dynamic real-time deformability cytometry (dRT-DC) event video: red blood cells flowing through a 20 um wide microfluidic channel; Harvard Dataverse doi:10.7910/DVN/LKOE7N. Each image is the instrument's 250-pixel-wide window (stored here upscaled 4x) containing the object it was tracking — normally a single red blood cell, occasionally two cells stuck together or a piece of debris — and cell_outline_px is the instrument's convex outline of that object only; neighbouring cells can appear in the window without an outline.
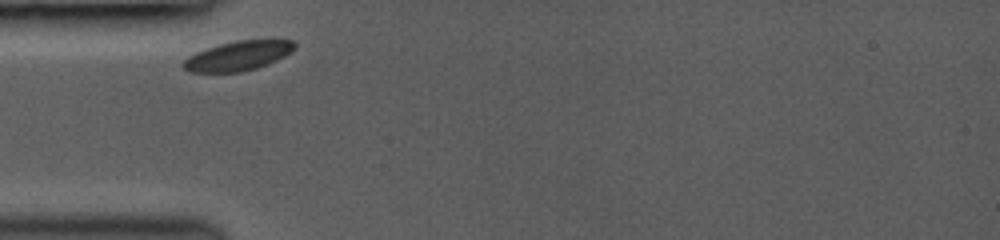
{"species": "common noctule bat (a hibernating species)", "species_latin": "Nyctalus noctula", "temperature_condition": "room temperature", "stored_images_in_passage": 10, "camera_frame_rate_fps": 3000, "um_per_image_px": 0.085, "animal": {"sex": "female", "body_mass_g": 19.0, "forearm_length_mm": 53.3}, "frame": {"image": 1, "passage_image": 1, "time_ms": 0.0, "image_size_px": [1000, 240], "cell_outline_px": [[296, 48], [292, 52], [268, 64], [256, 68], [240, 72], [188, 72], [180, 64], [188, 56], [196, 52], [220, 44], [236, 40], [292, 40], [296, 44]], "centroid_in_image_um": [20.23, 4.75], "position_along_channel_um": 64.8, "area_um2": 19.13}}
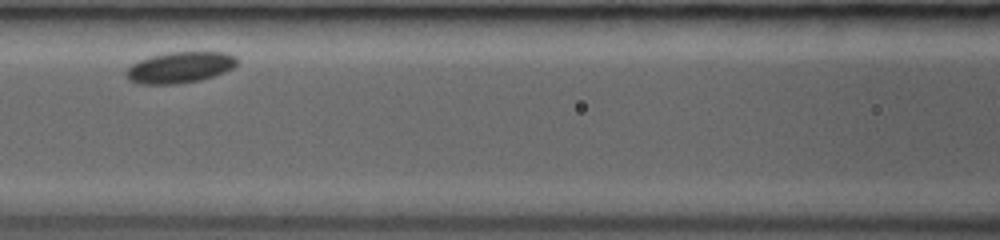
{"frame": {"image": 2, "passage_image": 6, "time_ms": 2.333, "image_size_px": [1000, 240], "cell_outline_px": [[240, 60], [232, 68], [224, 72], [200, 80], [180, 84], [136, 84], [128, 80], [124, 76], [124, 72], [132, 64], [148, 56], [168, 52], [228, 52], [236, 56]], "centroid_in_image_um": [15.26, 5.73], "position_along_channel_um": 151.3, "area_um2": 20.46}}
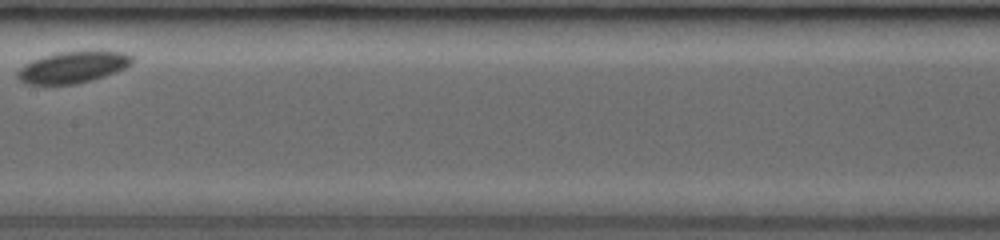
{"frame": {"image": 3, "passage_image": 9, "time_ms": 3.667, "image_size_px": [1000, 240], "cell_outline_px": [[136, 60], [132, 64], [116, 72], [92, 80], [76, 84], [24, 84], [16, 76], [16, 72], [24, 64], [32, 60], [44, 56], [60, 52], [124, 52], [132, 56]], "centroid_in_image_um": [6.18, 5.73], "position_along_channel_um": 201.2, "area_um2": 20.87}}